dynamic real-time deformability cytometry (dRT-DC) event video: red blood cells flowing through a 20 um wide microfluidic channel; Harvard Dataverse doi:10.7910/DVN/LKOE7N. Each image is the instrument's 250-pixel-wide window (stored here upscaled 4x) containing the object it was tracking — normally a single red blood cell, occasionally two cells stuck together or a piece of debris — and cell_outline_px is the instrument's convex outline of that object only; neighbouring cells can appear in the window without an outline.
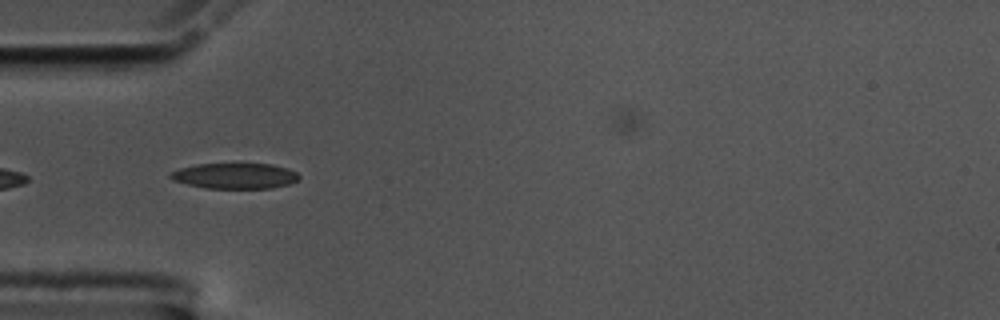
{"species": "common noctule bat (a hibernating species)", "species_latin": "Nyctalus noctula", "temperature_condition": "cold", "stored_images_in_passage": 4, "camera_frame_rate_fps": 3000, "um_per_image_px": 0.085, "animal": {"sex": "male", "body_mass_g": 17.5, "forearm_length_mm": 52.3}, "frame": {"image": 1, "passage_image": 2, "time_ms": 0.333, "image_size_px": [1000, 320], "cell_outline_px": [[300, 180], [288, 184], [272, 188], [204, 188], [172, 180], [168, 176], [168, 172], [180, 168], [196, 164], [272, 164], [288, 168], [296, 172], [300, 176]], "centroid_in_image_um": [19.96, 14.95], "position_along_channel_um": 65.0, "area_um2": 19.31}}